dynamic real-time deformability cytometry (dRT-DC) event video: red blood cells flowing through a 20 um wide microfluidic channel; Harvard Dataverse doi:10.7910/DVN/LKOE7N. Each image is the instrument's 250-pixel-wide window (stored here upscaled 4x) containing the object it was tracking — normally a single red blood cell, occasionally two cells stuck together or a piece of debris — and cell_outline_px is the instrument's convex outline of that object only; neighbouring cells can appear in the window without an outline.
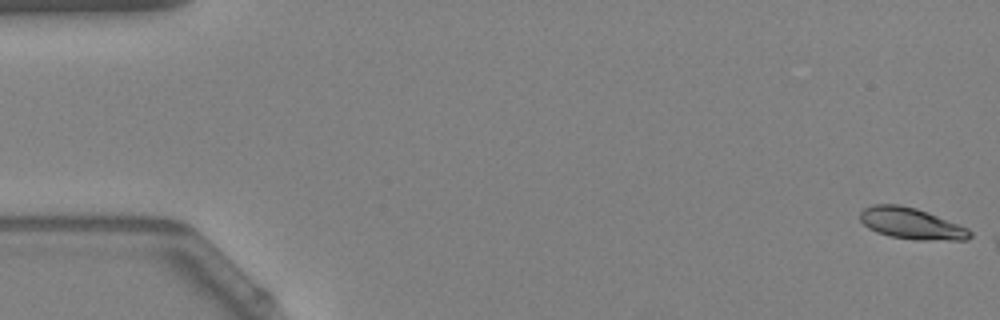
{"species": "Egyptian fruit bat (a non-hibernating species)", "species_latin": "Rousettus aegyptiacus", "temperature_condition": "warm", "stored_images_in_passage": 3, "camera_frame_rate_fps": 3000, "um_per_image_px": 0.085, "animal": {"sex": "female"}, "frame": {"image": 1, "passage_image": 1, "time_ms": 0.0, "image_size_px": [1000, 320], "cell_outline_px": [[976, 236], [968, 240], [916, 240], [892, 236], [876, 232], [868, 228], [860, 220], [860, 212], [864, 208], [872, 204], [900, 204], [916, 208], [928, 212], [968, 228]], "centroid_in_image_um": [77.5, 19.0], "position_along_channel_um": 7.5, "area_um2": 20.23}}